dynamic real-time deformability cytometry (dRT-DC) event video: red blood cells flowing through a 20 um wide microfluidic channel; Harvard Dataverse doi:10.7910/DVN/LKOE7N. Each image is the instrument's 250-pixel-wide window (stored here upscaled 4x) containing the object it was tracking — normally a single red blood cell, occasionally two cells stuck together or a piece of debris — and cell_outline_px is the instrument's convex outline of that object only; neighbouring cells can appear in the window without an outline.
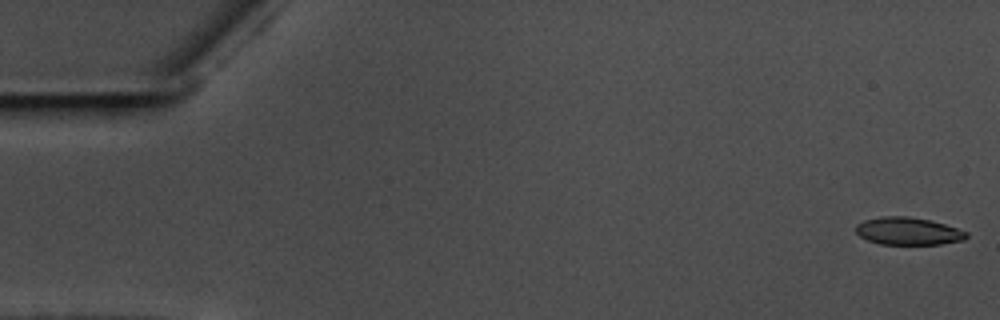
{"species": "common noctule bat (a hibernating species)", "species_latin": "Nyctalus noctula", "temperature_condition": "warm", "stored_images_in_passage": 57, "camera_frame_rate_fps": 3000, "um_per_image_px": 0.085, "animal": {"sex": "male", "body_mass_g": 17.5, "forearm_length_mm": 52.3}, "frame": {"image": 1, "passage_image": 1, "time_ms": 0.0, "image_size_px": [1000, 320], "cell_outline_px": [[968, 236], [964, 240], [940, 244], [880, 244], [868, 240], [860, 236], [856, 232], [856, 224], [864, 220], [880, 216], [908, 216], [928, 220], [944, 224], [968, 232]], "centroid_in_image_um": [77.18, 19.64], "position_along_channel_um": 7.8, "area_um2": 17.69}}
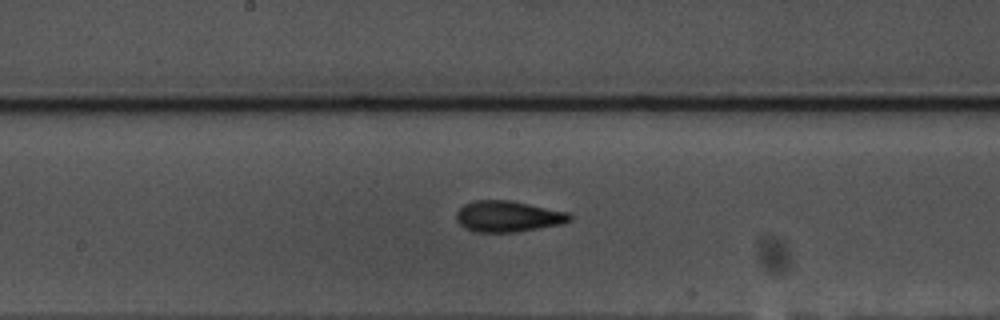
{"frame": {"image": 2, "passage_image": 30, "time_ms": 9.667, "image_size_px": [1000, 320], "cell_outline_px": [[572, 220], [560, 224], [540, 228], [516, 232], [476, 232], [464, 228], [456, 220], [456, 212], [464, 204], [476, 200], [508, 200], [568, 212], [572, 216]], "centroid_in_image_um": [43.16, 18.4], "position_along_channel_um": 205.0, "area_um2": 20.46}}
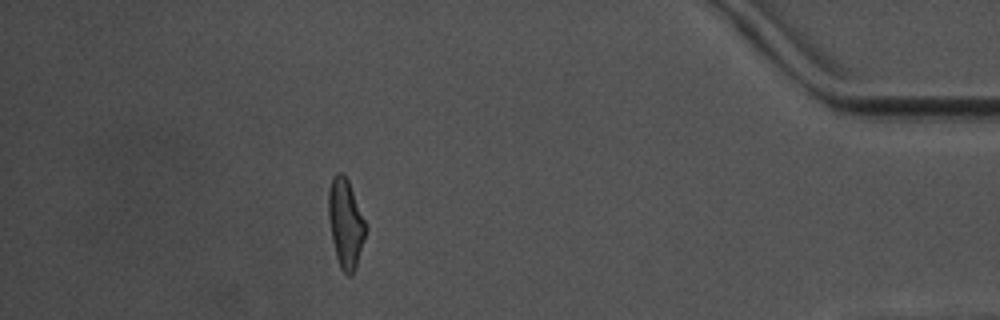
{"frame": {"image": 3, "passage_image": 51, "time_ms": 16.667, "image_size_px": [1000, 320], "cell_outline_px": [[364, 240], [352, 276], [348, 276], [340, 268], [336, 256], [332, 240], [328, 216], [328, 188], [332, 176], [336, 172], [340, 172], [348, 180], [364, 220]], "centroid_in_image_um": [29.33, 18.96], "position_along_channel_um": 405.9, "area_um2": 18.84}, "authors_computed_cell_mechanics": {"area_um2": 19.2474, "velocity_mm_per_s": 3.5799, "shape_relaxation_time_tau1_ms": 5.1151, "shape_relaxation_time_tau2_ms": 2.077, "deformation_change_tau1": 0.179, "deformation_change_tau2": 0.1036}}